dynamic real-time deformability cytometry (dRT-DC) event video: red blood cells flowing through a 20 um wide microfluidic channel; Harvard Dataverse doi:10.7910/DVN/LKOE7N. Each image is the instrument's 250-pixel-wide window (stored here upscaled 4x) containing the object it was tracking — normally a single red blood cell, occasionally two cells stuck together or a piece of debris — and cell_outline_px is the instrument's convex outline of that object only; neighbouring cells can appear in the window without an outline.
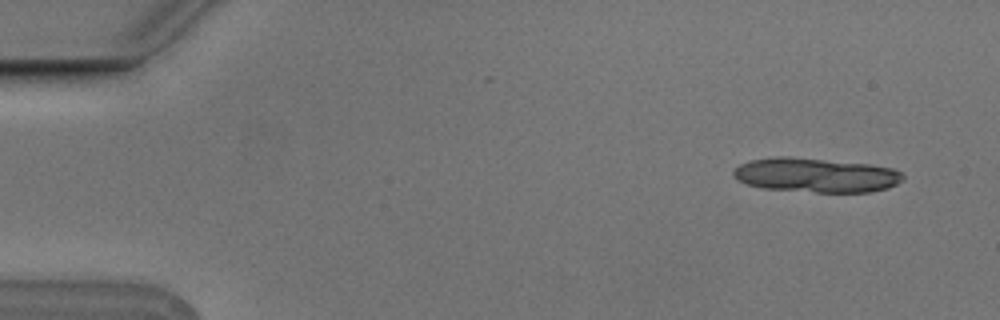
{"species": "Egyptian fruit bat (a non-hibernating species)", "species_latin": "Rousettus aegyptiacus", "temperature_condition": "cold", "stored_images_in_passage": 6, "camera_frame_rate_fps": 3000, "um_per_image_px": 0.085, "animal": {"sex": "male"}, "frame": {"image": 1, "passage_image": 1, "time_ms": 0.0, "image_size_px": [1000, 320], "cell_outline_px": [[904, 180], [888, 188], [868, 192], [816, 192], [764, 188], [748, 184], [732, 176], [732, 172], [740, 164], [748, 160], [776, 156], [792, 156], [872, 164], [892, 168], [900, 172], [904, 176]], "centroid_in_image_um": [69.36, 14.87], "position_along_channel_um": 15.6, "area_um2": 34.16}}